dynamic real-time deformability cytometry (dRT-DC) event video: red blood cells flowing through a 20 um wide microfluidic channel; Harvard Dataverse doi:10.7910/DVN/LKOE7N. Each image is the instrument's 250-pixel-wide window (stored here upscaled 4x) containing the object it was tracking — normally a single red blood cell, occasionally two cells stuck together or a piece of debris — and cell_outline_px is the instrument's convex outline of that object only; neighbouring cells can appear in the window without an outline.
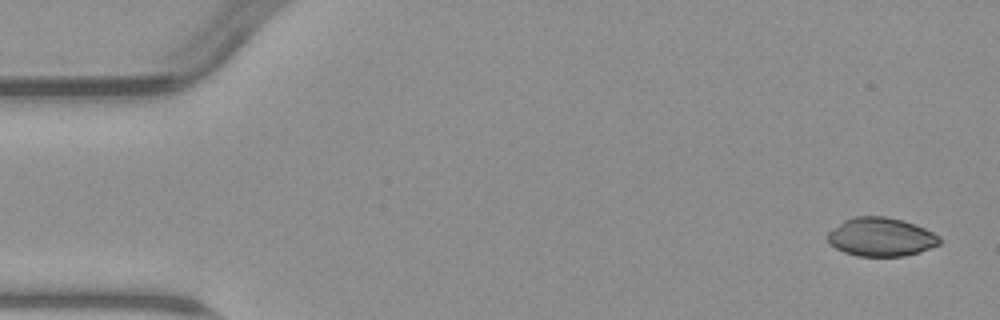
{"species": "common noctule bat (a hibernating species)", "species_latin": "Nyctalus noctula", "temperature_condition": "warm", "stored_images_in_passage": 8, "camera_frame_rate_fps": 3000, "um_per_image_px": 0.085, "animal": {"sex": "male", "body_mass_g": 23.1, "forearm_length_mm": 52.7}, "frame": {"image": 1, "passage_image": 1, "time_ms": 0.0, "image_size_px": [1000, 320], "cell_outline_px": [[940, 244], [920, 252], [904, 256], [856, 256], [844, 252], [836, 248], [828, 240], [828, 232], [832, 228], [844, 220], [852, 216], [884, 216], [904, 220], [924, 228], [940, 236]], "centroid_in_image_um": [74.88, 20.14], "position_along_channel_um": 10.1, "area_um2": 25.26}}
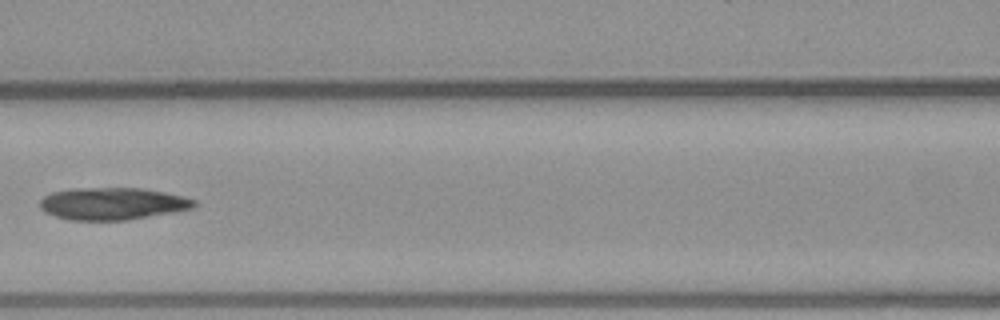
{"frame": {"image": 2, "passage_image": 7, "time_ms": 7.333, "image_size_px": [1000, 320], "cell_outline_px": [[196, 204], [192, 208], [172, 212], [124, 220], [68, 220], [44, 212], [40, 208], [40, 200], [44, 196], [52, 192], [72, 188], [144, 188], [184, 196], [196, 200]], "centroid_in_image_um": [9.53, 17.3], "position_along_channel_um": 157.1, "area_um2": 28.9}}
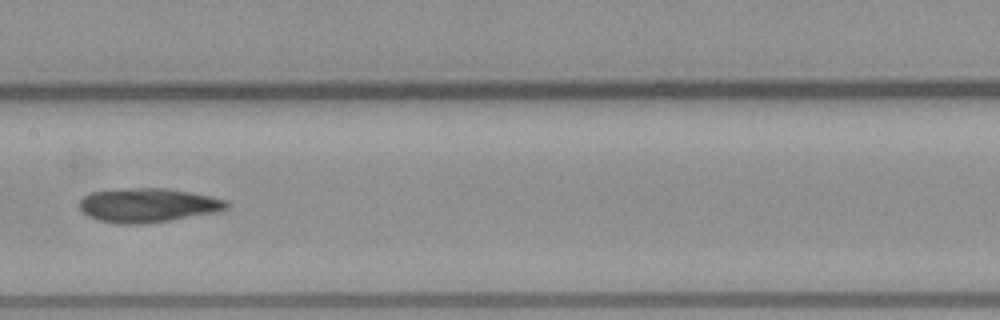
{"frame": {"image": 3, "passage_image": 8, "time_ms": 8.333, "image_size_px": [1000, 320], "cell_outline_px": [[232, 204], [228, 208], [216, 212], [168, 220], [140, 224], [116, 224], [100, 220], [88, 216], [80, 208], [80, 200], [88, 192], [132, 188], [164, 188], [188, 192], [228, 200]], "centroid_in_image_um": [12.57, 17.44], "position_along_channel_um": 194.8, "area_um2": 29.02}}